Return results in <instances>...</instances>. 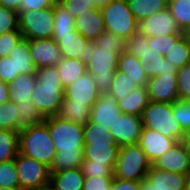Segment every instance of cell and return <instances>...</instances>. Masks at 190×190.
I'll return each mask as SVG.
<instances>
[{
  "instance_id": "obj_1",
  "label": "cell",
  "mask_w": 190,
  "mask_h": 190,
  "mask_svg": "<svg viewBox=\"0 0 190 190\" xmlns=\"http://www.w3.org/2000/svg\"><path fill=\"white\" fill-rule=\"evenodd\" d=\"M44 122L48 126L56 155L49 167L50 173L81 167L84 160L83 125L62 120L57 116L47 117Z\"/></svg>"
},
{
  "instance_id": "obj_2",
  "label": "cell",
  "mask_w": 190,
  "mask_h": 190,
  "mask_svg": "<svg viewBox=\"0 0 190 190\" xmlns=\"http://www.w3.org/2000/svg\"><path fill=\"white\" fill-rule=\"evenodd\" d=\"M36 79L31 101L44 118L57 116L65 98L57 67L38 68Z\"/></svg>"
},
{
  "instance_id": "obj_3",
  "label": "cell",
  "mask_w": 190,
  "mask_h": 190,
  "mask_svg": "<svg viewBox=\"0 0 190 190\" xmlns=\"http://www.w3.org/2000/svg\"><path fill=\"white\" fill-rule=\"evenodd\" d=\"M119 56L112 49H99L93 40L86 43V50L80 54V60L87 65V71L101 91L106 93L114 80L118 68Z\"/></svg>"
},
{
  "instance_id": "obj_4",
  "label": "cell",
  "mask_w": 190,
  "mask_h": 190,
  "mask_svg": "<svg viewBox=\"0 0 190 190\" xmlns=\"http://www.w3.org/2000/svg\"><path fill=\"white\" fill-rule=\"evenodd\" d=\"M84 129V160L93 163L116 164L120 146L109 135L110 130L88 121Z\"/></svg>"
},
{
  "instance_id": "obj_5",
  "label": "cell",
  "mask_w": 190,
  "mask_h": 190,
  "mask_svg": "<svg viewBox=\"0 0 190 190\" xmlns=\"http://www.w3.org/2000/svg\"><path fill=\"white\" fill-rule=\"evenodd\" d=\"M56 152L48 126L44 121L24 127L19 132V153L50 167Z\"/></svg>"
},
{
  "instance_id": "obj_6",
  "label": "cell",
  "mask_w": 190,
  "mask_h": 190,
  "mask_svg": "<svg viewBox=\"0 0 190 190\" xmlns=\"http://www.w3.org/2000/svg\"><path fill=\"white\" fill-rule=\"evenodd\" d=\"M144 127L182 142L185 132L173 117L172 103L150 101L141 115Z\"/></svg>"
},
{
  "instance_id": "obj_7",
  "label": "cell",
  "mask_w": 190,
  "mask_h": 190,
  "mask_svg": "<svg viewBox=\"0 0 190 190\" xmlns=\"http://www.w3.org/2000/svg\"><path fill=\"white\" fill-rule=\"evenodd\" d=\"M152 163L139 144L119 148L114 177L122 180L141 182L151 168Z\"/></svg>"
},
{
  "instance_id": "obj_8",
  "label": "cell",
  "mask_w": 190,
  "mask_h": 190,
  "mask_svg": "<svg viewBox=\"0 0 190 190\" xmlns=\"http://www.w3.org/2000/svg\"><path fill=\"white\" fill-rule=\"evenodd\" d=\"M105 29L124 40L139 30V22L132 14L127 0H112L100 8Z\"/></svg>"
},
{
  "instance_id": "obj_9",
  "label": "cell",
  "mask_w": 190,
  "mask_h": 190,
  "mask_svg": "<svg viewBox=\"0 0 190 190\" xmlns=\"http://www.w3.org/2000/svg\"><path fill=\"white\" fill-rule=\"evenodd\" d=\"M19 30L24 38H52L54 29V8L18 13Z\"/></svg>"
},
{
  "instance_id": "obj_10",
  "label": "cell",
  "mask_w": 190,
  "mask_h": 190,
  "mask_svg": "<svg viewBox=\"0 0 190 190\" xmlns=\"http://www.w3.org/2000/svg\"><path fill=\"white\" fill-rule=\"evenodd\" d=\"M14 160L20 189L31 190L50 183L51 173L44 163L21 153Z\"/></svg>"
},
{
  "instance_id": "obj_11",
  "label": "cell",
  "mask_w": 190,
  "mask_h": 190,
  "mask_svg": "<svg viewBox=\"0 0 190 190\" xmlns=\"http://www.w3.org/2000/svg\"><path fill=\"white\" fill-rule=\"evenodd\" d=\"M141 116L133 114H121L108 129L109 135L120 147L138 144L143 129Z\"/></svg>"
},
{
  "instance_id": "obj_12",
  "label": "cell",
  "mask_w": 190,
  "mask_h": 190,
  "mask_svg": "<svg viewBox=\"0 0 190 190\" xmlns=\"http://www.w3.org/2000/svg\"><path fill=\"white\" fill-rule=\"evenodd\" d=\"M139 30L148 38L156 36L162 37L171 34H183L168 8L153 13L150 17L139 22Z\"/></svg>"
},
{
  "instance_id": "obj_13",
  "label": "cell",
  "mask_w": 190,
  "mask_h": 190,
  "mask_svg": "<svg viewBox=\"0 0 190 190\" xmlns=\"http://www.w3.org/2000/svg\"><path fill=\"white\" fill-rule=\"evenodd\" d=\"M146 86L150 101L173 103L179 100L176 73H160L150 78Z\"/></svg>"
},
{
  "instance_id": "obj_14",
  "label": "cell",
  "mask_w": 190,
  "mask_h": 190,
  "mask_svg": "<svg viewBox=\"0 0 190 190\" xmlns=\"http://www.w3.org/2000/svg\"><path fill=\"white\" fill-rule=\"evenodd\" d=\"M152 166L160 170L188 175L190 173V155L183 142H176L170 150L159 156Z\"/></svg>"
},
{
  "instance_id": "obj_15",
  "label": "cell",
  "mask_w": 190,
  "mask_h": 190,
  "mask_svg": "<svg viewBox=\"0 0 190 190\" xmlns=\"http://www.w3.org/2000/svg\"><path fill=\"white\" fill-rule=\"evenodd\" d=\"M101 94L88 71L64 89L65 99H72L74 103H84L90 107L96 103Z\"/></svg>"
},
{
  "instance_id": "obj_16",
  "label": "cell",
  "mask_w": 190,
  "mask_h": 190,
  "mask_svg": "<svg viewBox=\"0 0 190 190\" xmlns=\"http://www.w3.org/2000/svg\"><path fill=\"white\" fill-rule=\"evenodd\" d=\"M29 45L37 68L56 66L62 58L59 46L52 38L29 39Z\"/></svg>"
},
{
  "instance_id": "obj_17",
  "label": "cell",
  "mask_w": 190,
  "mask_h": 190,
  "mask_svg": "<svg viewBox=\"0 0 190 190\" xmlns=\"http://www.w3.org/2000/svg\"><path fill=\"white\" fill-rule=\"evenodd\" d=\"M175 143L174 139L143 126L138 144L153 163L159 156L170 150Z\"/></svg>"
},
{
  "instance_id": "obj_18",
  "label": "cell",
  "mask_w": 190,
  "mask_h": 190,
  "mask_svg": "<svg viewBox=\"0 0 190 190\" xmlns=\"http://www.w3.org/2000/svg\"><path fill=\"white\" fill-rule=\"evenodd\" d=\"M117 100L107 93H102L92 106L90 122L100 124L101 127H111L116 118L121 115Z\"/></svg>"
},
{
  "instance_id": "obj_19",
  "label": "cell",
  "mask_w": 190,
  "mask_h": 190,
  "mask_svg": "<svg viewBox=\"0 0 190 190\" xmlns=\"http://www.w3.org/2000/svg\"><path fill=\"white\" fill-rule=\"evenodd\" d=\"M138 58L148 78L159 76L160 73H177V67L154 49L147 48L143 52H127Z\"/></svg>"
},
{
  "instance_id": "obj_20",
  "label": "cell",
  "mask_w": 190,
  "mask_h": 190,
  "mask_svg": "<svg viewBox=\"0 0 190 190\" xmlns=\"http://www.w3.org/2000/svg\"><path fill=\"white\" fill-rule=\"evenodd\" d=\"M74 29L88 40L98 38L106 30L100 8L97 7L78 15Z\"/></svg>"
},
{
  "instance_id": "obj_21",
  "label": "cell",
  "mask_w": 190,
  "mask_h": 190,
  "mask_svg": "<svg viewBox=\"0 0 190 190\" xmlns=\"http://www.w3.org/2000/svg\"><path fill=\"white\" fill-rule=\"evenodd\" d=\"M146 179L159 190H185L187 175L151 166Z\"/></svg>"
},
{
  "instance_id": "obj_22",
  "label": "cell",
  "mask_w": 190,
  "mask_h": 190,
  "mask_svg": "<svg viewBox=\"0 0 190 190\" xmlns=\"http://www.w3.org/2000/svg\"><path fill=\"white\" fill-rule=\"evenodd\" d=\"M9 57L14 60L16 72H20V74H36L38 68L30 54L28 38L22 37L10 51Z\"/></svg>"
},
{
  "instance_id": "obj_23",
  "label": "cell",
  "mask_w": 190,
  "mask_h": 190,
  "mask_svg": "<svg viewBox=\"0 0 190 190\" xmlns=\"http://www.w3.org/2000/svg\"><path fill=\"white\" fill-rule=\"evenodd\" d=\"M59 46L63 58L80 59V54L86 50V43L89 41L80 35L75 29L66 35L52 37Z\"/></svg>"
},
{
  "instance_id": "obj_24",
  "label": "cell",
  "mask_w": 190,
  "mask_h": 190,
  "mask_svg": "<svg viewBox=\"0 0 190 190\" xmlns=\"http://www.w3.org/2000/svg\"><path fill=\"white\" fill-rule=\"evenodd\" d=\"M149 102L147 86H139L129 95L117 101L121 113L138 116L142 115Z\"/></svg>"
},
{
  "instance_id": "obj_25",
  "label": "cell",
  "mask_w": 190,
  "mask_h": 190,
  "mask_svg": "<svg viewBox=\"0 0 190 190\" xmlns=\"http://www.w3.org/2000/svg\"><path fill=\"white\" fill-rule=\"evenodd\" d=\"M36 83V74H19L9 83L10 101L16 103L31 100Z\"/></svg>"
},
{
  "instance_id": "obj_26",
  "label": "cell",
  "mask_w": 190,
  "mask_h": 190,
  "mask_svg": "<svg viewBox=\"0 0 190 190\" xmlns=\"http://www.w3.org/2000/svg\"><path fill=\"white\" fill-rule=\"evenodd\" d=\"M85 176L80 168L51 173L50 184L54 190H82Z\"/></svg>"
},
{
  "instance_id": "obj_27",
  "label": "cell",
  "mask_w": 190,
  "mask_h": 190,
  "mask_svg": "<svg viewBox=\"0 0 190 190\" xmlns=\"http://www.w3.org/2000/svg\"><path fill=\"white\" fill-rule=\"evenodd\" d=\"M56 67L58 69L61 84L64 89L87 72L86 63L76 58L62 57L58 61Z\"/></svg>"
},
{
  "instance_id": "obj_28",
  "label": "cell",
  "mask_w": 190,
  "mask_h": 190,
  "mask_svg": "<svg viewBox=\"0 0 190 190\" xmlns=\"http://www.w3.org/2000/svg\"><path fill=\"white\" fill-rule=\"evenodd\" d=\"M117 71L127 73L139 86H146L149 80L140 60L126 51L119 56Z\"/></svg>"
},
{
  "instance_id": "obj_29",
  "label": "cell",
  "mask_w": 190,
  "mask_h": 190,
  "mask_svg": "<svg viewBox=\"0 0 190 190\" xmlns=\"http://www.w3.org/2000/svg\"><path fill=\"white\" fill-rule=\"evenodd\" d=\"M91 110L92 107L87 104L74 103V100L64 98L57 117L85 125L90 120Z\"/></svg>"
},
{
  "instance_id": "obj_30",
  "label": "cell",
  "mask_w": 190,
  "mask_h": 190,
  "mask_svg": "<svg viewBox=\"0 0 190 190\" xmlns=\"http://www.w3.org/2000/svg\"><path fill=\"white\" fill-rule=\"evenodd\" d=\"M129 8L138 22L150 17L153 13L163 11L168 0H127Z\"/></svg>"
},
{
  "instance_id": "obj_31",
  "label": "cell",
  "mask_w": 190,
  "mask_h": 190,
  "mask_svg": "<svg viewBox=\"0 0 190 190\" xmlns=\"http://www.w3.org/2000/svg\"><path fill=\"white\" fill-rule=\"evenodd\" d=\"M19 153V132L0 128V162L15 159Z\"/></svg>"
},
{
  "instance_id": "obj_32",
  "label": "cell",
  "mask_w": 190,
  "mask_h": 190,
  "mask_svg": "<svg viewBox=\"0 0 190 190\" xmlns=\"http://www.w3.org/2000/svg\"><path fill=\"white\" fill-rule=\"evenodd\" d=\"M137 87L139 84L128 77L127 73L116 71L111 87L106 93L118 101L129 95Z\"/></svg>"
},
{
  "instance_id": "obj_33",
  "label": "cell",
  "mask_w": 190,
  "mask_h": 190,
  "mask_svg": "<svg viewBox=\"0 0 190 190\" xmlns=\"http://www.w3.org/2000/svg\"><path fill=\"white\" fill-rule=\"evenodd\" d=\"M54 29L52 37L66 35L74 30L75 19L71 14L57 2L54 6Z\"/></svg>"
},
{
  "instance_id": "obj_34",
  "label": "cell",
  "mask_w": 190,
  "mask_h": 190,
  "mask_svg": "<svg viewBox=\"0 0 190 190\" xmlns=\"http://www.w3.org/2000/svg\"><path fill=\"white\" fill-rule=\"evenodd\" d=\"M164 57L175 65L177 69L190 63V47L184 35L175 43H172L171 48L166 52Z\"/></svg>"
},
{
  "instance_id": "obj_35",
  "label": "cell",
  "mask_w": 190,
  "mask_h": 190,
  "mask_svg": "<svg viewBox=\"0 0 190 190\" xmlns=\"http://www.w3.org/2000/svg\"><path fill=\"white\" fill-rule=\"evenodd\" d=\"M167 8L182 32L190 29V0H168Z\"/></svg>"
},
{
  "instance_id": "obj_36",
  "label": "cell",
  "mask_w": 190,
  "mask_h": 190,
  "mask_svg": "<svg viewBox=\"0 0 190 190\" xmlns=\"http://www.w3.org/2000/svg\"><path fill=\"white\" fill-rule=\"evenodd\" d=\"M0 128L16 132L21 131V118L15 103L12 101L0 105Z\"/></svg>"
},
{
  "instance_id": "obj_37",
  "label": "cell",
  "mask_w": 190,
  "mask_h": 190,
  "mask_svg": "<svg viewBox=\"0 0 190 190\" xmlns=\"http://www.w3.org/2000/svg\"><path fill=\"white\" fill-rule=\"evenodd\" d=\"M15 106L21 118V130L24 127L40 124L45 120L31 100L16 102Z\"/></svg>"
},
{
  "instance_id": "obj_38",
  "label": "cell",
  "mask_w": 190,
  "mask_h": 190,
  "mask_svg": "<svg viewBox=\"0 0 190 190\" xmlns=\"http://www.w3.org/2000/svg\"><path fill=\"white\" fill-rule=\"evenodd\" d=\"M99 49H112L113 53L120 55L125 51V40L105 30L98 38L93 40Z\"/></svg>"
},
{
  "instance_id": "obj_39",
  "label": "cell",
  "mask_w": 190,
  "mask_h": 190,
  "mask_svg": "<svg viewBox=\"0 0 190 190\" xmlns=\"http://www.w3.org/2000/svg\"><path fill=\"white\" fill-rule=\"evenodd\" d=\"M115 165L93 163V160H83L80 169L85 177L114 176Z\"/></svg>"
},
{
  "instance_id": "obj_40",
  "label": "cell",
  "mask_w": 190,
  "mask_h": 190,
  "mask_svg": "<svg viewBox=\"0 0 190 190\" xmlns=\"http://www.w3.org/2000/svg\"><path fill=\"white\" fill-rule=\"evenodd\" d=\"M19 187L15 160L0 162V187Z\"/></svg>"
},
{
  "instance_id": "obj_41",
  "label": "cell",
  "mask_w": 190,
  "mask_h": 190,
  "mask_svg": "<svg viewBox=\"0 0 190 190\" xmlns=\"http://www.w3.org/2000/svg\"><path fill=\"white\" fill-rule=\"evenodd\" d=\"M176 74L179 100L190 101V63L178 68Z\"/></svg>"
},
{
  "instance_id": "obj_42",
  "label": "cell",
  "mask_w": 190,
  "mask_h": 190,
  "mask_svg": "<svg viewBox=\"0 0 190 190\" xmlns=\"http://www.w3.org/2000/svg\"><path fill=\"white\" fill-rule=\"evenodd\" d=\"M173 117L183 128L184 132L190 131V101L178 100L172 103Z\"/></svg>"
},
{
  "instance_id": "obj_43",
  "label": "cell",
  "mask_w": 190,
  "mask_h": 190,
  "mask_svg": "<svg viewBox=\"0 0 190 190\" xmlns=\"http://www.w3.org/2000/svg\"><path fill=\"white\" fill-rule=\"evenodd\" d=\"M58 2L76 19L91 9L97 8L92 0H58Z\"/></svg>"
},
{
  "instance_id": "obj_44",
  "label": "cell",
  "mask_w": 190,
  "mask_h": 190,
  "mask_svg": "<svg viewBox=\"0 0 190 190\" xmlns=\"http://www.w3.org/2000/svg\"><path fill=\"white\" fill-rule=\"evenodd\" d=\"M19 30L18 13L0 5V35Z\"/></svg>"
},
{
  "instance_id": "obj_45",
  "label": "cell",
  "mask_w": 190,
  "mask_h": 190,
  "mask_svg": "<svg viewBox=\"0 0 190 190\" xmlns=\"http://www.w3.org/2000/svg\"><path fill=\"white\" fill-rule=\"evenodd\" d=\"M182 35L183 34H171L162 37H149V48L154 49L155 52L157 51L160 55L164 56L171 48L172 43H175Z\"/></svg>"
},
{
  "instance_id": "obj_46",
  "label": "cell",
  "mask_w": 190,
  "mask_h": 190,
  "mask_svg": "<svg viewBox=\"0 0 190 190\" xmlns=\"http://www.w3.org/2000/svg\"><path fill=\"white\" fill-rule=\"evenodd\" d=\"M23 37L20 30L11 31L0 35V57L9 56L10 51Z\"/></svg>"
},
{
  "instance_id": "obj_47",
  "label": "cell",
  "mask_w": 190,
  "mask_h": 190,
  "mask_svg": "<svg viewBox=\"0 0 190 190\" xmlns=\"http://www.w3.org/2000/svg\"><path fill=\"white\" fill-rule=\"evenodd\" d=\"M20 72H16L14 60L9 56L0 57V80L5 83H11Z\"/></svg>"
},
{
  "instance_id": "obj_48",
  "label": "cell",
  "mask_w": 190,
  "mask_h": 190,
  "mask_svg": "<svg viewBox=\"0 0 190 190\" xmlns=\"http://www.w3.org/2000/svg\"><path fill=\"white\" fill-rule=\"evenodd\" d=\"M147 48H149L148 37L144 35L140 30L125 40L126 52H143Z\"/></svg>"
},
{
  "instance_id": "obj_49",
  "label": "cell",
  "mask_w": 190,
  "mask_h": 190,
  "mask_svg": "<svg viewBox=\"0 0 190 190\" xmlns=\"http://www.w3.org/2000/svg\"><path fill=\"white\" fill-rule=\"evenodd\" d=\"M114 176L85 177L82 190H110Z\"/></svg>"
},
{
  "instance_id": "obj_50",
  "label": "cell",
  "mask_w": 190,
  "mask_h": 190,
  "mask_svg": "<svg viewBox=\"0 0 190 190\" xmlns=\"http://www.w3.org/2000/svg\"><path fill=\"white\" fill-rule=\"evenodd\" d=\"M57 2L58 0H23L19 7V13L50 8Z\"/></svg>"
},
{
  "instance_id": "obj_51",
  "label": "cell",
  "mask_w": 190,
  "mask_h": 190,
  "mask_svg": "<svg viewBox=\"0 0 190 190\" xmlns=\"http://www.w3.org/2000/svg\"><path fill=\"white\" fill-rule=\"evenodd\" d=\"M110 190H140V182L114 177Z\"/></svg>"
},
{
  "instance_id": "obj_52",
  "label": "cell",
  "mask_w": 190,
  "mask_h": 190,
  "mask_svg": "<svg viewBox=\"0 0 190 190\" xmlns=\"http://www.w3.org/2000/svg\"><path fill=\"white\" fill-rule=\"evenodd\" d=\"M23 0H0V5L6 9L19 13V7Z\"/></svg>"
},
{
  "instance_id": "obj_53",
  "label": "cell",
  "mask_w": 190,
  "mask_h": 190,
  "mask_svg": "<svg viewBox=\"0 0 190 190\" xmlns=\"http://www.w3.org/2000/svg\"><path fill=\"white\" fill-rule=\"evenodd\" d=\"M10 101L9 99V84L0 80V105Z\"/></svg>"
},
{
  "instance_id": "obj_54",
  "label": "cell",
  "mask_w": 190,
  "mask_h": 190,
  "mask_svg": "<svg viewBox=\"0 0 190 190\" xmlns=\"http://www.w3.org/2000/svg\"><path fill=\"white\" fill-rule=\"evenodd\" d=\"M140 190H159L146 178L140 182Z\"/></svg>"
},
{
  "instance_id": "obj_55",
  "label": "cell",
  "mask_w": 190,
  "mask_h": 190,
  "mask_svg": "<svg viewBox=\"0 0 190 190\" xmlns=\"http://www.w3.org/2000/svg\"><path fill=\"white\" fill-rule=\"evenodd\" d=\"M187 149L188 154L190 155V131L186 132L182 141Z\"/></svg>"
},
{
  "instance_id": "obj_56",
  "label": "cell",
  "mask_w": 190,
  "mask_h": 190,
  "mask_svg": "<svg viewBox=\"0 0 190 190\" xmlns=\"http://www.w3.org/2000/svg\"><path fill=\"white\" fill-rule=\"evenodd\" d=\"M95 5L99 8H101L102 6H105L107 4H109L112 0H92Z\"/></svg>"
},
{
  "instance_id": "obj_57",
  "label": "cell",
  "mask_w": 190,
  "mask_h": 190,
  "mask_svg": "<svg viewBox=\"0 0 190 190\" xmlns=\"http://www.w3.org/2000/svg\"><path fill=\"white\" fill-rule=\"evenodd\" d=\"M31 190H54L53 186L49 183L45 186H42V187H38V188H35V189H31Z\"/></svg>"
},
{
  "instance_id": "obj_58",
  "label": "cell",
  "mask_w": 190,
  "mask_h": 190,
  "mask_svg": "<svg viewBox=\"0 0 190 190\" xmlns=\"http://www.w3.org/2000/svg\"><path fill=\"white\" fill-rule=\"evenodd\" d=\"M183 35L185 36V38L187 39L188 45L190 47V29L186 30L183 32Z\"/></svg>"
},
{
  "instance_id": "obj_59",
  "label": "cell",
  "mask_w": 190,
  "mask_h": 190,
  "mask_svg": "<svg viewBox=\"0 0 190 190\" xmlns=\"http://www.w3.org/2000/svg\"><path fill=\"white\" fill-rule=\"evenodd\" d=\"M0 190H22L19 187H5V186H1Z\"/></svg>"
},
{
  "instance_id": "obj_60",
  "label": "cell",
  "mask_w": 190,
  "mask_h": 190,
  "mask_svg": "<svg viewBox=\"0 0 190 190\" xmlns=\"http://www.w3.org/2000/svg\"><path fill=\"white\" fill-rule=\"evenodd\" d=\"M185 190H190V173L187 175Z\"/></svg>"
}]
</instances>
